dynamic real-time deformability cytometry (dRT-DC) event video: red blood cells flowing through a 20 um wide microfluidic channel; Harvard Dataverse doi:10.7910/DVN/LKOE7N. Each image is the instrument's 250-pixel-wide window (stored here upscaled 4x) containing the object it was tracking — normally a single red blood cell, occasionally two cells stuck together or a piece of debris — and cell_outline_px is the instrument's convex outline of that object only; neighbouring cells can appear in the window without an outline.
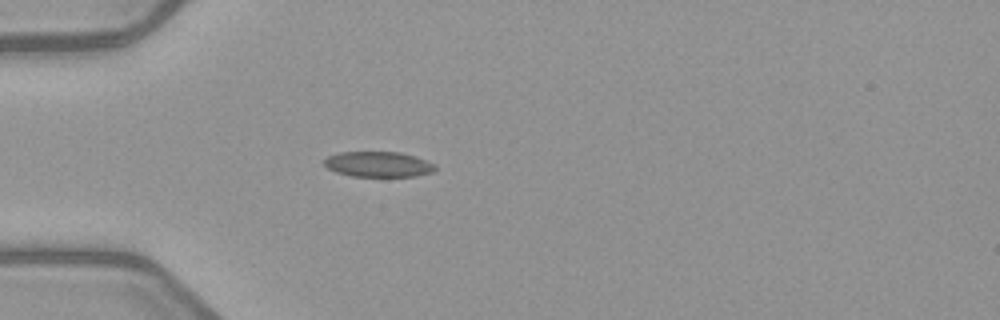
{"species": "common noctule bat (a hibernating species)", "species_latin": "Nyctalus noctula", "temperature_condition": "warm", "stored_images_in_passage": 1, "camera_frame_rate_fps": 3000, "um_per_image_px": 0.085, "animal": {"sex": "female", "body_mass_g": 21.9}, "frame": {"image": 1, "passage_image": 1, "time_ms": 0.0, "image_size_px": [1000, 320], "cell_outline_px": [[436, 168], [432, 172], [416, 176], [352, 176], [336, 172], [328, 168], [324, 164], [324, 160], [328, 156], [340, 152], [400, 152], [416, 156], [436, 164]], "centroid_in_image_um": [32.18, 13.96], "position_along_channel_um": 52.8, "area_um2": 16.42}}